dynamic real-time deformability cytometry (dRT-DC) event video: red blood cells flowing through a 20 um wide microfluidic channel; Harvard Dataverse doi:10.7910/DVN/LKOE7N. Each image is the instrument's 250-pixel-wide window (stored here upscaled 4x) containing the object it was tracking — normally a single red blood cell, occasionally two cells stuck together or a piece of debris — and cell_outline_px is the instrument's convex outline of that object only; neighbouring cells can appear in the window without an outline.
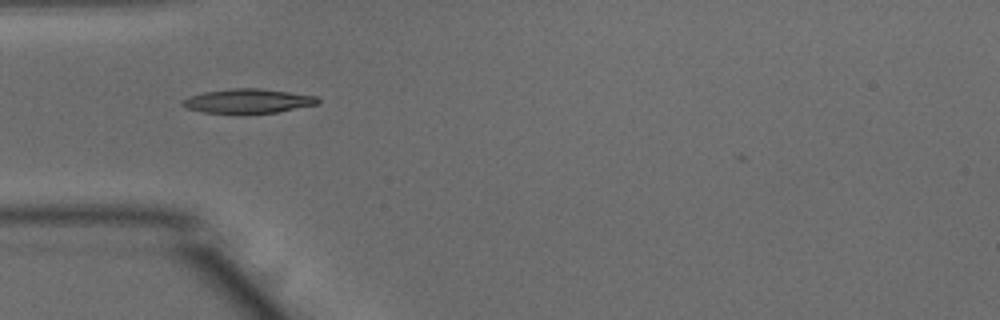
{"species": "common noctule bat (a hibernating species)", "species_latin": "Nyctalus noctula", "temperature_condition": "warm", "stored_images_in_passage": 37, "camera_frame_rate_fps": 3000, "um_per_image_px": 0.085, "animal": {"sex": "male", "body_mass_g": 15.6}, "frame": {"image": 1, "passage_image": 1, "time_ms": 0.0, "image_size_px": [1000, 320], "cell_outline_px": [[320, 100], [316, 104], [276, 112], [204, 112], [188, 108], [180, 104], [180, 100], [188, 96], [204, 92], [232, 88], [260, 88], [316, 96]], "centroid_in_image_um": [21.02, 8.56], "position_along_channel_um": 64.0, "area_um2": 18.67}}
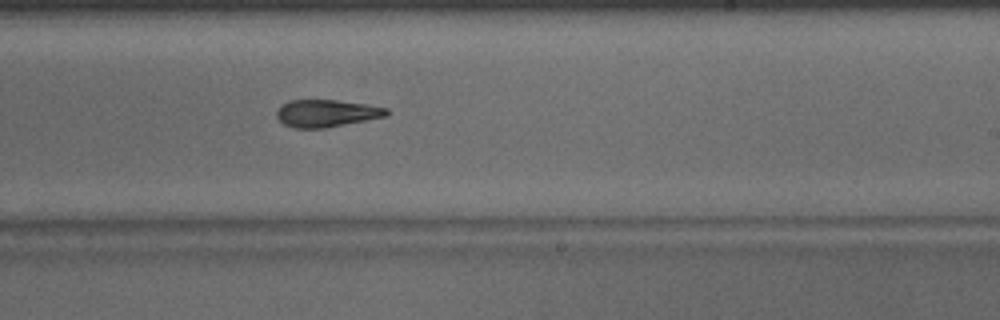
{"frame": {"image": 2, "passage_image": 16, "time_ms": 5.0, "image_size_px": [1000, 320], "cell_outline_px": [[388, 116], [324, 128], [292, 128], [284, 124], [276, 116], [276, 112], [280, 104], [288, 100], [336, 100], [368, 104], [388, 108]], "centroid_in_image_um": [27.73, 9.62], "position_along_channel_um": 261.3, "area_um2": 17.63}}
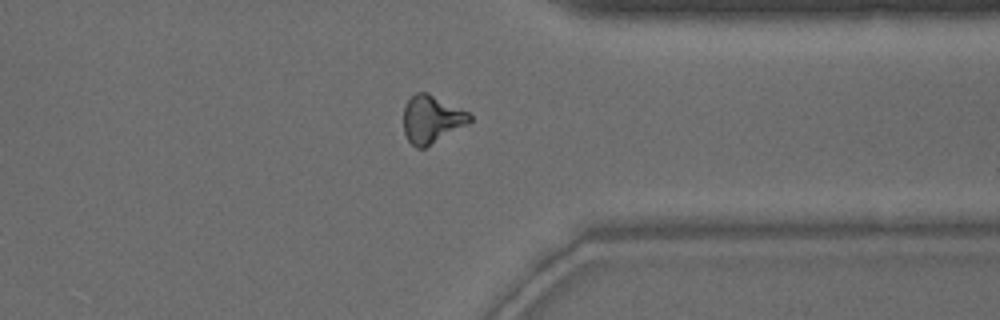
{"frame": {"image": 3, "passage_image": 25, "time_ms": 8.0, "image_size_px": [1000, 320], "cell_outline_px": [[472, 120], [468, 124], [424, 148], [416, 148], [408, 140], [404, 132], [404, 104], [416, 92], [428, 92], [468, 112], [472, 116]], "centroid_in_image_um": [36.68, 10.13], "position_along_channel_um": 374.7, "area_um2": 18.32}, "authors_computed_cell_mechanics": {"area_um2": 18.0336, "velocity_mm_per_s": 3.9406, "shape_relaxation_time_tau1_ms": 5.9876, "shape_relaxation_time_tau2_ms": 4.614, "deformation_change_tau1": 0.1743, "deformation_change_tau2": 0.1151}}